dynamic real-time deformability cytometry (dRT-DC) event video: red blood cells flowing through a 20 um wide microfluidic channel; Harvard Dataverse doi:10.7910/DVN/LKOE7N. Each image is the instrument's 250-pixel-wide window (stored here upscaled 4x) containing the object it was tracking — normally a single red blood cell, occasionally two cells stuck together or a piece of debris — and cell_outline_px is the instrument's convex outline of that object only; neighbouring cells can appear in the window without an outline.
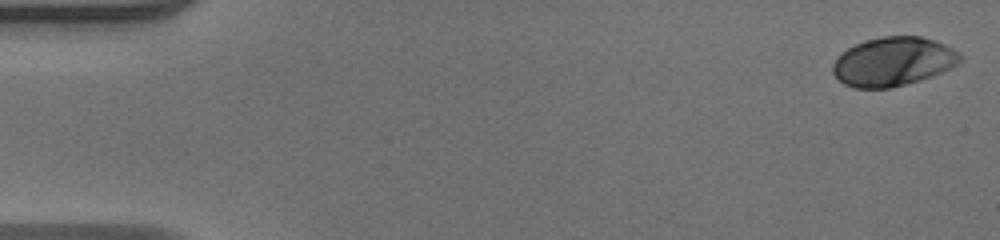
{"species": "human", "species_latin": "Homo sapiens", "temperature_condition": "warm", "stored_images_in_passage": 51, "camera_frame_rate_fps": 3000, "um_per_image_px": 0.085, "donor": {"sex": "male"}, "frame": {"image": 1, "passage_image": 1, "time_ms": 0.0, "image_size_px": [1000, 240], "cell_outline_px": [[964, 60], [932, 76], [920, 80], [888, 88], [856, 88], [844, 84], [832, 72], [832, 64], [840, 52], [864, 40], [884, 36], [920, 36], [944, 44], [960, 52], [964, 56]], "centroid_in_image_um": [75.91, 5.22], "position_along_channel_um": 9.1, "area_um2": 36.24}}
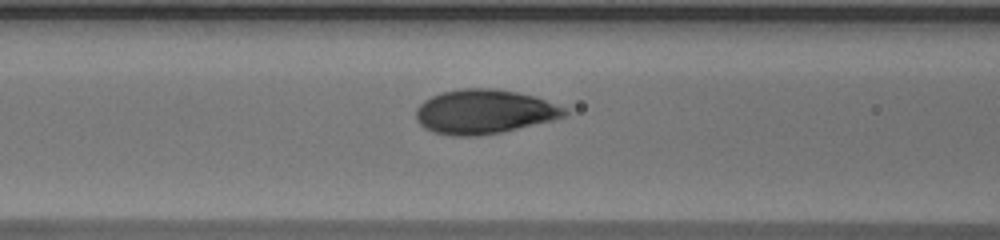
{"frame": {"image": 2, "passage_image": 21, "time_ms": 6.667, "image_size_px": [1000, 240], "cell_outline_px": [[568, 116], [552, 120], [500, 132], [476, 136], [452, 136], [432, 132], [424, 128], [416, 120], [416, 108], [424, 100], [432, 96], [444, 92], [460, 88], [492, 88], [516, 92], [532, 96], [568, 108]], "centroid_in_image_um": [41.14, 9.5], "position_along_channel_um": 125.5, "area_um2": 38.26}}
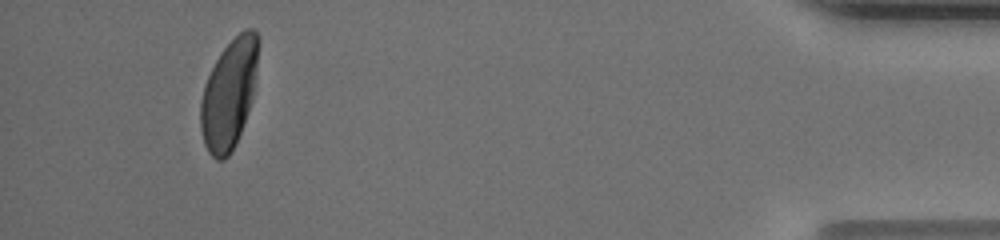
{"frame": {"image": 3, "passage_image": 48, "time_ms": 15.667, "image_size_px": [1000, 240], "cell_outline_px": [[260, 40], [256, 84], [252, 100], [248, 112], [236, 144], [228, 156], [224, 160], [216, 160], [208, 152], [204, 144], [200, 128], [200, 100], [204, 84], [220, 52], [244, 28], [252, 28], [260, 36]], "centroid_in_image_um": [19.49, 7.97], "position_along_channel_um": 415.7, "area_um2": 37.4}, "authors_computed_cell_mechanics": {"area_um2": 36.992, "velocity_mm_per_s": 3.9823, "shape_relaxation_time_tau1_ms": 3.4265, "shape_relaxation_time_tau2_ms": null, "deformation_change_tau1": 0.1935, "deformation_change_tau2": null}}